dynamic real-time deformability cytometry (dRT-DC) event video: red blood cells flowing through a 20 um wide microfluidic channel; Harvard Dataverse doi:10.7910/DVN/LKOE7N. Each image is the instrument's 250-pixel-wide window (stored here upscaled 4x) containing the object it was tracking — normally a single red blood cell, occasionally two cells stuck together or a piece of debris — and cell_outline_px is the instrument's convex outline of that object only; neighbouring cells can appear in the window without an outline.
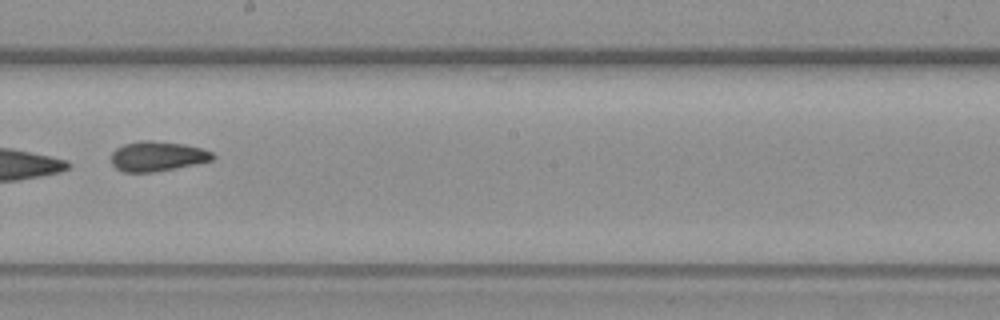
{"species": "common noctule bat (a hibernating species)", "species_latin": "Nyctalus noctula", "temperature_condition": "warm", "stored_images_in_passage": 15, "camera_frame_rate_fps": 3000, "um_per_image_px": 0.085, "animal": {"sex": "female", "body_mass_g": 19.3, "forearm_length_mm": 54.1}, "frame": {"image": 1, "passage_image": 9, "time_ms": 10.667, "image_size_px": [1000, 320], "cell_outline_px": [[216, 156], [212, 160], [196, 164], [176, 168], [152, 172], [124, 172], [116, 168], [112, 164], [112, 152], [116, 148], [124, 144], [140, 140], [148, 140], [184, 144], [200, 148], [212, 152]], "centroid_in_image_um": [13.37, 13.28], "position_along_channel_um": 234.8, "area_um2": 17.63}}
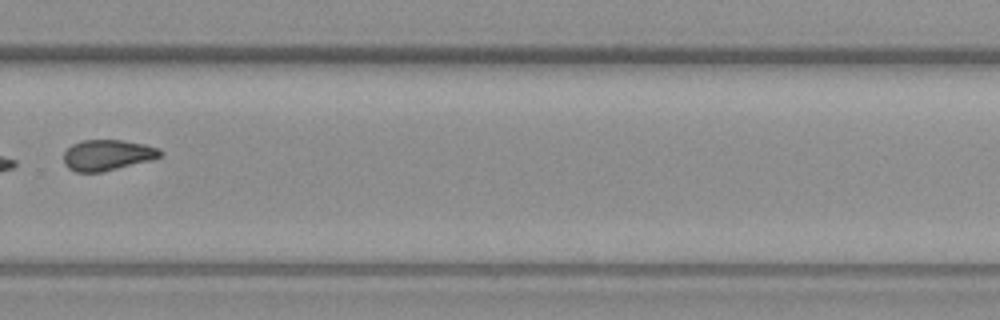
{"frame": {"image": 2, "passage_image": 11, "time_ms": 13.0, "image_size_px": [1000, 320], "cell_outline_px": [[164, 152], [160, 156], [152, 160], [100, 172], [76, 172], [68, 168], [64, 164], [64, 152], [72, 144], [84, 140], [120, 140], [144, 144], [156, 148]], "centroid_in_image_um": [9.11, 13.18], "position_along_channel_um": 320.7, "area_um2": 17.17}, "authors_computed_cell_mechanics": {"area_um2": 17.5712, "velocity_mm_per_s": 3.4254, "shape_relaxation_time_tau1_ms": null, "shape_relaxation_time_tau2_ms": 4.052, "deformation_change_tau1": null, "deformation_change_tau2": 0.0941}}